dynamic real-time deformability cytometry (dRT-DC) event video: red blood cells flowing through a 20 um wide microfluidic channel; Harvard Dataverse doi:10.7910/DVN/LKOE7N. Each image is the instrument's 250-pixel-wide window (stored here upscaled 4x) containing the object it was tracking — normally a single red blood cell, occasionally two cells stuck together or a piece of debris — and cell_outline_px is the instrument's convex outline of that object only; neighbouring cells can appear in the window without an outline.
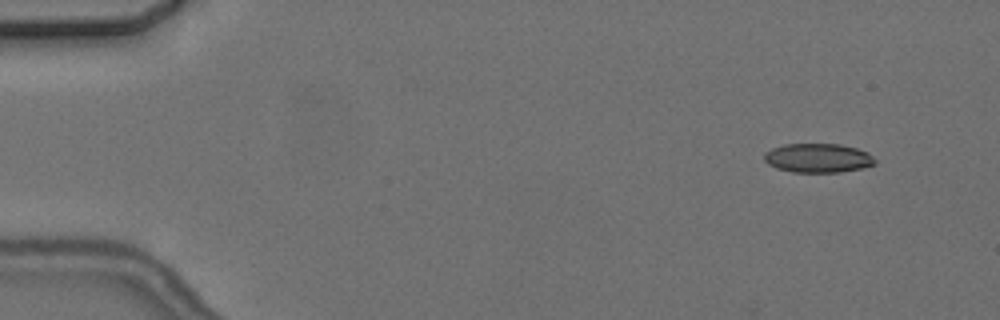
{"species": "common noctule bat (a hibernating species)", "species_latin": "Nyctalus noctula", "temperature_condition": "cold", "stored_images_in_passage": 5, "camera_frame_rate_fps": 3000, "um_per_image_px": 0.085, "animal": {"sex": "female", "body_mass_g": 24.6, "forearm_length_mm": 56.2}, "frame": {"image": 1, "passage_image": 2, "time_ms": 1.333, "image_size_px": [1000, 320], "cell_outline_px": [[876, 164], [860, 168], [840, 172], [792, 172], [776, 168], [768, 164], [764, 160], [764, 152], [772, 148], [784, 144], [840, 144], [856, 148], [868, 152], [876, 160]], "centroid_in_image_um": [69.51, 13.43], "position_along_channel_um": 15.5, "area_um2": 18.84}}